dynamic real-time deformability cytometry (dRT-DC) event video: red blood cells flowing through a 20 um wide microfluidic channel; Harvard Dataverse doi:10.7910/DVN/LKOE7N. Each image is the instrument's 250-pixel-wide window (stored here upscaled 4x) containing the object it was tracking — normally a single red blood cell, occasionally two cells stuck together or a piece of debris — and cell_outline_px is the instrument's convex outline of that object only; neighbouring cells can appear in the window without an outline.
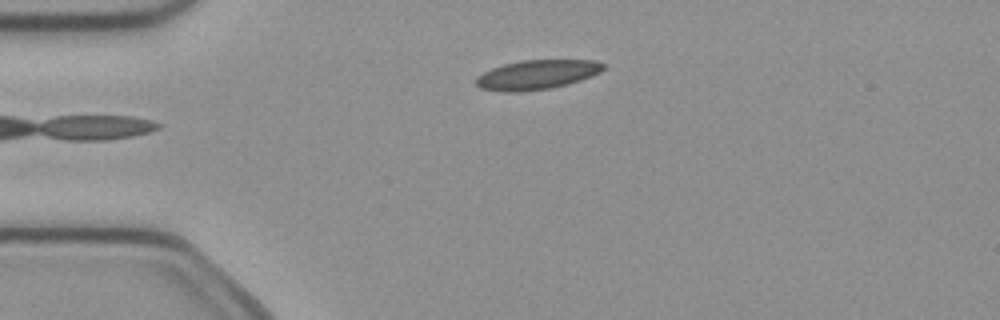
{"species": "common noctule bat (a hibernating species)", "species_latin": "Nyctalus noctula", "temperature_condition": "cold", "stored_images_in_passage": 5, "camera_frame_rate_fps": 3000, "um_per_image_px": 0.085, "animal": {"sex": "female", "body_mass_g": 21.9}, "frame": {"image": 1, "passage_image": 5, "time_ms": 1.333, "image_size_px": [1000, 320], "cell_outline_px": [[608, 64], [600, 72], [592, 76], [568, 84], [548, 88], [520, 92], [504, 92], [480, 88], [476, 84], [476, 76], [492, 68], [504, 64], [524, 60], [596, 60]], "centroid_in_image_um": [45.66, 6.34], "position_along_channel_um": 39.3, "area_um2": 21.85}}